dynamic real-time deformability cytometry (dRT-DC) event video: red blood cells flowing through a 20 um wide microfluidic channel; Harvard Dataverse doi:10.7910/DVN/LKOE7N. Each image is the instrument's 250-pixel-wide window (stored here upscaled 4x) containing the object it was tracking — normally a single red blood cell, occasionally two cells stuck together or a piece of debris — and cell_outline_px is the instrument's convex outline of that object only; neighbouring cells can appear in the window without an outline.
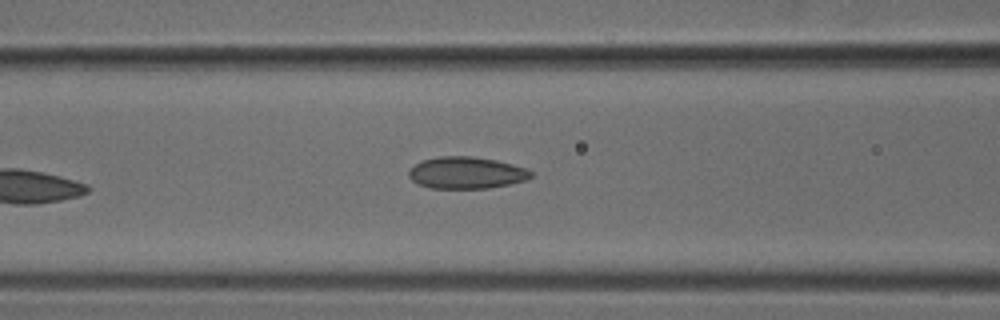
{"species": "common noctule bat (a hibernating species)", "species_latin": "Nyctalus noctula", "temperature_condition": "cold", "stored_images_in_passage": 5, "camera_frame_rate_fps": 3000, "um_per_image_px": 0.085, "animal": {"sex": "male", "body_mass_g": 18.8}, "frame": {"image": 1, "passage_image": 5, "time_ms": 1.333, "image_size_px": [1000, 320], "cell_outline_px": [[532, 176], [524, 180], [508, 184], [488, 188], [432, 188], [420, 184], [412, 180], [408, 176], [408, 172], [416, 164], [424, 160], [440, 156], [472, 156], [496, 160], [512, 164], [524, 168], [532, 172]], "centroid_in_image_um": [39.63, 14.68], "position_along_channel_um": 127.0, "area_um2": 22.31}}